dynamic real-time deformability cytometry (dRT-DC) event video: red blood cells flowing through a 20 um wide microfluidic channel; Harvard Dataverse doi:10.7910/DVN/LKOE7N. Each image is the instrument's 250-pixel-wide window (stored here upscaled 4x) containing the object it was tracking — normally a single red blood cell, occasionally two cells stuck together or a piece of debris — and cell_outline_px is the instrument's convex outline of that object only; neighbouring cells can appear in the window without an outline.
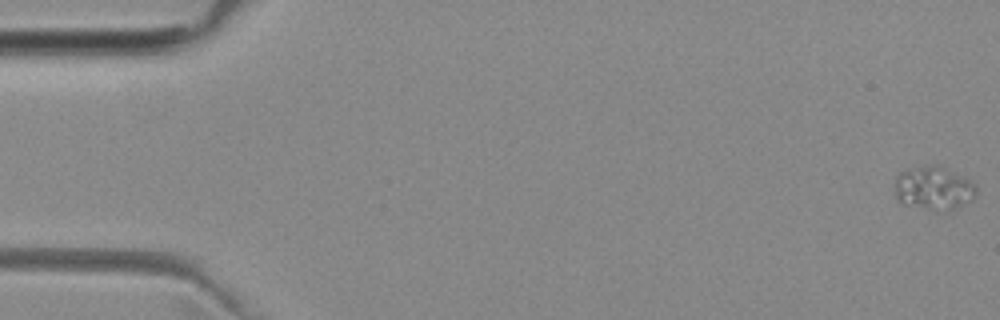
{"species": "common noctule bat (a hibernating species)", "species_latin": "Nyctalus noctula", "temperature_condition": "room temperature", "stored_images_in_passage": 52, "camera_frame_rate_fps": 3000, "um_per_image_px": 0.085, "animal": {"sex": "female", "body_mass_g": 29.2, "forearm_length_mm": 56.3}, "frame": {"image": 1, "passage_image": 1, "time_ms": 0.0, "image_size_px": [1000, 320], "cell_outline_px": [[976, 196], [972, 200], [948, 212], [904, 204], [896, 200], [892, 188], [896, 176], [900, 172], [936, 164], [968, 180], [976, 188]], "centroid_in_image_um": [79.31, 16.03], "position_along_channel_um": 5.7, "area_um2": 20.46}}
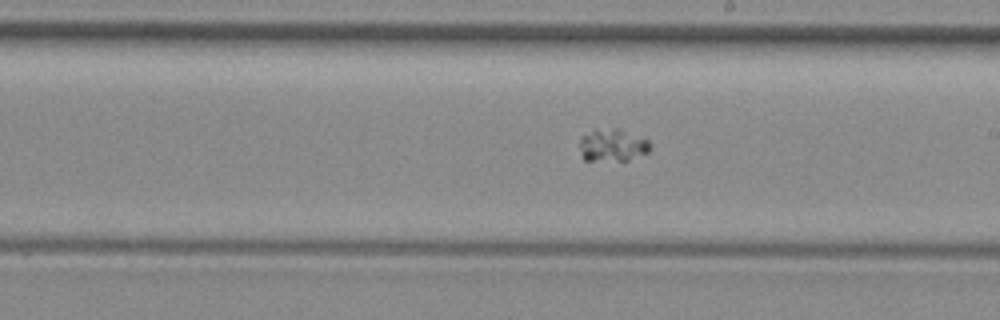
{"frame": {"image": 2, "passage_image": 30, "time_ms": 9.667, "image_size_px": [1000, 320], "cell_outline_px": [[652, 148], [648, 152], [628, 160], [584, 160], [580, 156], [580, 140], [584, 136], [596, 128], [620, 128], [648, 140]], "centroid_in_image_um": [52.07, 12.33], "position_along_channel_um": 236.9, "area_um2": 13.41}}
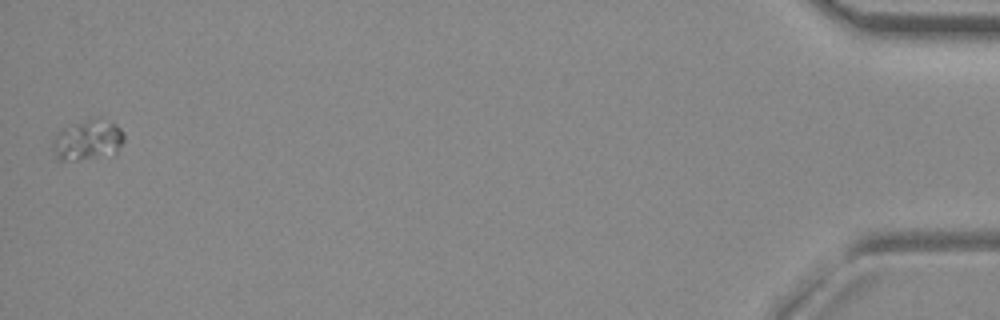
{"frame": {"image": 3, "passage_image": 52, "time_ms": 17.0, "image_size_px": [1000, 320], "cell_outline_px": [[124, 140], [116, 152], [76, 160], [60, 160], [56, 156], [52, 148], [52, 140], [56, 132], [64, 128], [88, 120], [116, 124], [124, 132]], "centroid_in_image_um": [7.41, 11.93], "position_along_channel_um": 427.8, "area_um2": 15.95}}